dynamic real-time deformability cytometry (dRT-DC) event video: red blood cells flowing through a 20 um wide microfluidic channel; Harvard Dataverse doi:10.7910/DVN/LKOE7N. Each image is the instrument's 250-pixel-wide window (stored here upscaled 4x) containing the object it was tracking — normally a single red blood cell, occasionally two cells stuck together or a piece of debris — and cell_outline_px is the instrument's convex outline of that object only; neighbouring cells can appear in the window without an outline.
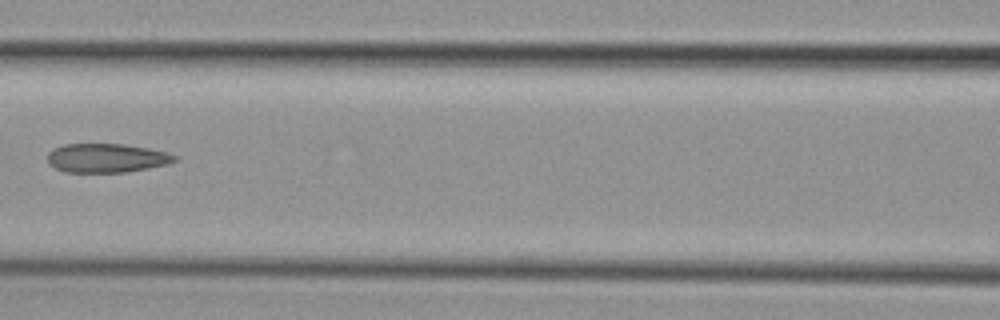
{"species": "common noctule bat (a hibernating species)", "species_latin": "Nyctalus noctula", "temperature_condition": "cold", "stored_images_in_passage": 4, "camera_frame_rate_fps": 3000, "um_per_image_px": 0.085, "animal": {"sex": "female", "body_mass_g": 29.2, "forearm_length_mm": 56.3}, "frame": {"image": 1, "passage_image": 3, "time_ms": 2.333, "image_size_px": [1000, 320], "cell_outline_px": [[176, 160], [168, 164], [148, 168], [124, 172], [64, 172], [48, 164], [48, 152], [64, 144], [124, 144], [148, 148], [168, 152], [176, 156]], "centroid_in_image_um": [9.06, 13.43], "position_along_channel_um": 157.5, "area_um2": 21.39}}
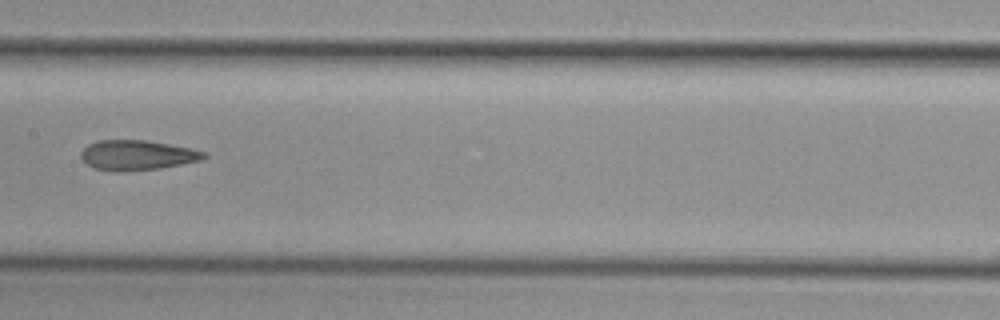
{"frame": {"image": 2, "passage_image": 4, "time_ms": 3.333, "image_size_px": [1000, 320], "cell_outline_px": [[208, 156], [200, 160], [160, 168], [120, 172], [112, 172], [92, 168], [80, 156], [80, 152], [88, 144], [96, 140], [144, 140], [192, 148], [204, 152]], "centroid_in_image_um": [11.61, 13.19], "position_along_channel_um": 195.8, "area_um2": 21.5}}